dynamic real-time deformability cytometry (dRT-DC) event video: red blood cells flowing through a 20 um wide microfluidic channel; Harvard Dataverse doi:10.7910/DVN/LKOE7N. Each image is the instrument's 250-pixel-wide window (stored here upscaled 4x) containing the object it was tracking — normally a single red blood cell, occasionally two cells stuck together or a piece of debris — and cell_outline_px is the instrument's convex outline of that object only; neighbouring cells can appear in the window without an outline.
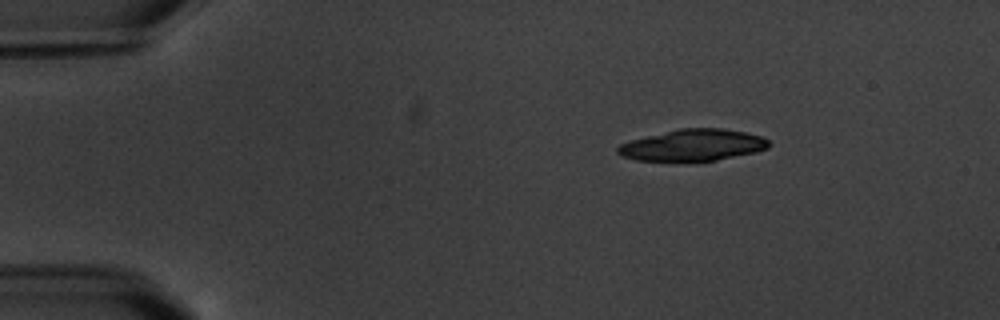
{"species": "common noctule bat (a hibernating species)", "species_latin": "Nyctalus noctula", "temperature_condition": "warm", "stored_images_in_passage": 15, "camera_frame_rate_fps": 3000, "um_per_image_px": 0.085, "animal": {"sex": "male", "body_mass_g": 20.1, "forearm_length_mm": 53.5}, "frame": {"image": 1, "passage_image": 1, "time_ms": 0.0, "image_size_px": [1000, 320], "cell_outline_px": [[772, 144], [768, 148], [756, 152], [716, 160], [636, 160], [620, 156], [616, 152], [616, 148], [620, 144], [632, 140], [680, 128], [724, 128], [744, 132], [760, 136], [768, 140]], "centroid_in_image_um": [58.92, 12.33], "position_along_channel_um": 26.1, "area_um2": 27.46}, "authors_computed_cell_mechanics": {"area_um2": 19.0162, "velocity_mm_per_s": 3.4769, "shape_relaxation_time_tau1_ms": 3.0638, "shape_relaxation_time_tau2_ms": null, "deformation_change_tau1": 0.094, "deformation_change_tau2": null}}